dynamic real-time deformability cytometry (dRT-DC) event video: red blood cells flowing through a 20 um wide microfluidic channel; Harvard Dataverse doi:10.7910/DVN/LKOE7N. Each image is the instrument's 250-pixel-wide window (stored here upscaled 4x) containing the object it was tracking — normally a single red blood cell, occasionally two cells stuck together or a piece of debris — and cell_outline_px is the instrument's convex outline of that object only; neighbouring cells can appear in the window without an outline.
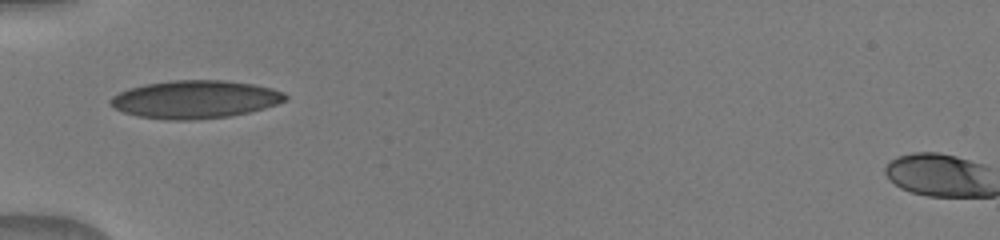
{"species": "human", "species_latin": "Homo sapiens", "temperature_condition": "warm", "stored_images_in_passage": 33, "camera_frame_rate_fps": 3000, "um_per_image_px": 0.085, "donor": {"sex": "male"}, "frame": {"image": 1, "passage_image": 1, "time_ms": 0.0, "image_size_px": [1000, 240], "cell_outline_px": [[288, 100], [264, 108], [248, 112], [228, 116], [192, 120], [164, 120], [136, 116], [124, 112], [108, 104], [108, 100], [112, 96], [128, 88], [144, 84], [172, 80], [224, 80], [252, 84], [272, 88], [284, 92], [288, 96]], "centroid_in_image_um": [16.56, 8.44], "position_along_channel_um": 68.4, "area_um2": 38.84}}
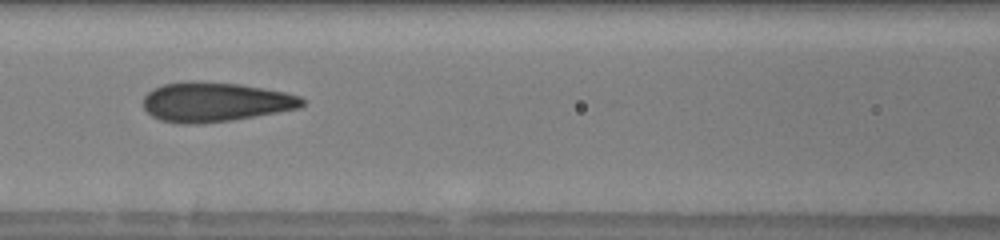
{"frame": {"image": 2, "passage_image": 7, "time_ms": 2.0, "image_size_px": [1000, 240], "cell_outline_px": [[304, 104], [300, 108], [232, 120], [200, 124], [176, 124], [160, 120], [152, 116], [140, 104], [144, 96], [152, 88], [164, 84], [192, 80], [196, 80], [240, 84], [264, 88], [284, 92], [300, 96], [304, 100]], "centroid_in_image_um": [18.23, 8.67], "position_along_channel_um": 148.4, "area_um2": 36.99}}
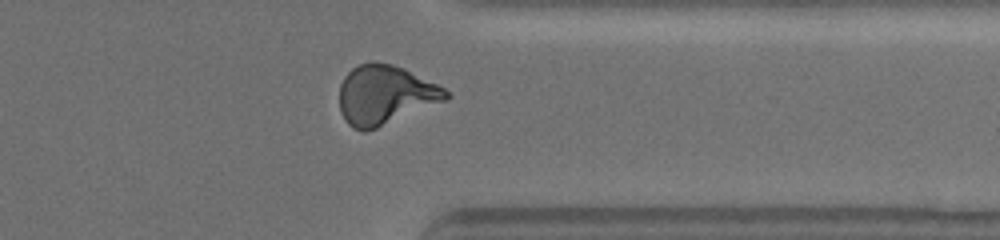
{"frame": {"image": 3, "passage_image": 24, "time_ms": 7.667, "image_size_px": [1000, 240], "cell_outline_px": [[452, 96], [448, 100], [376, 128], [364, 132], [352, 128], [344, 120], [340, 112], [340, 84], [344, 76], [352, 68], [360, 64], [372, 60], [392, 64], [404, 68], [444, 88]], "centroid_in_image_um": [32.72, 8.06], "position_along_channel_um": 378.7, "area_um2": 36.99}}